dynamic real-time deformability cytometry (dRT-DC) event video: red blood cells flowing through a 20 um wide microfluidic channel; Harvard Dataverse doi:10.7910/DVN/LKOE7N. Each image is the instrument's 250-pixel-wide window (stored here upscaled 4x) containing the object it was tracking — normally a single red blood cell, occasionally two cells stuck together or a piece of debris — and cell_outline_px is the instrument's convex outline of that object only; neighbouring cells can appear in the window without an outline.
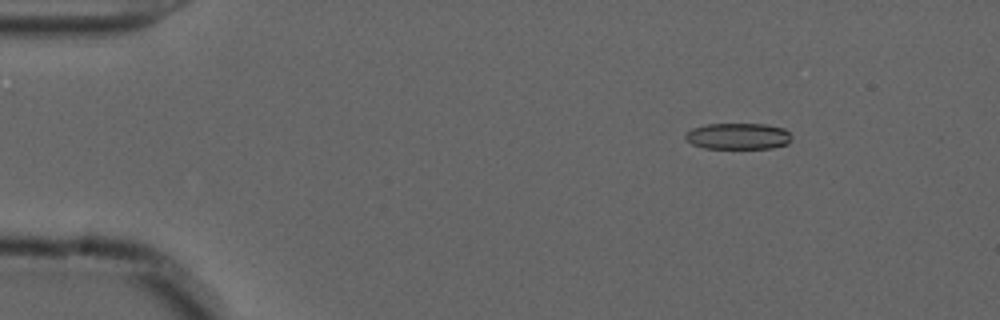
{"species": "common noctule bat (a hibernating species)", "species_latin": "Nyctalus noctula", "temperature_condition": "cold", "stored_images_in_passage": 16, "camera_frame_rate_fps": 3000, "um_per_image_px": 0.085, "animal": {"sex": "male", "forearm_length_mm": 52.5}, "frame": {"image": 1, "passage_image": 8, "time_ms": 2.333, "image_size_px": [1000, 320], "cell_outline_px": [[792, 140], [788, 144], [772, 148], [704, 148], [692, 144], [684, 140], [684, 136], [692, 128], [708, 124], [764, 124], [784, 128], [792, 136]], "centroid_in_image_um": [62.75, 11.58], "position_along_channel_um": 22.3, "area_um2": 16.36}}